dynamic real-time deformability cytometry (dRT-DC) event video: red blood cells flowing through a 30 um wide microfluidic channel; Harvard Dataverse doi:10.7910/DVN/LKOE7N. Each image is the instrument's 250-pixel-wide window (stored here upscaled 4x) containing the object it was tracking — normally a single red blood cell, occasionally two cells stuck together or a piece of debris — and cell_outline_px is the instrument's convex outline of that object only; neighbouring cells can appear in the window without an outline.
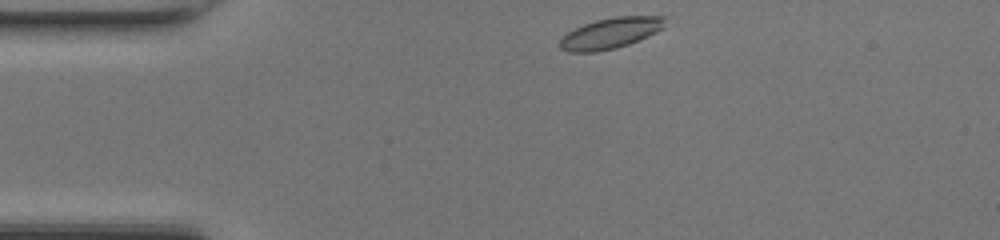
{"species": "common noctule bat (a hibernating species)", "species_latin": "Nyctalus noctula", "temperature_condition": "room temperature", "stored_images_in_passage": 39, "camera_frame_rate_fps": 3000, "um_per_image_px": 0.085, "animal": {"sex": "female", "body_mass_g": 17.0, "forearm_length_mm": 48.0}, "frame": {"image": 1, "passage_image": 1, "time_ms": 0.0, "image_size_px": [1000, 240], "cell_outline_px": [[672, 16], [664, 28], [656, 32], [628, 44], [616, 48], [596, 52], [568, 52], [560, 48], [560, 40], [568, 32], [584, 24], [596, 20], [616, 16]], "centroid_in_image_um": [51.97, 2.8], "position_along_channel_um": 33.0, "area_um2": 19.02}}
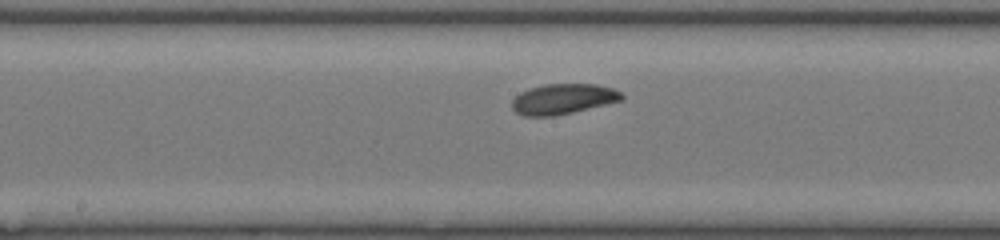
{"frame": {"image": 2, "passage_image": 16, "time_ms": 5.0, "image_size_px": [1000, 240], "cell_outline_px": [[624, 100], [572, 112], [552, 116], [524, 116], [516, 112], [512, 108], [512, 100], [520, 92], [544, 84], [596, 84], [612, 88], [620, 92], [624, 96]], "centroid_in_image_um": [47.87, 8.41], "position_along_channel_um": 200.3, "area_um2": 19.31}}
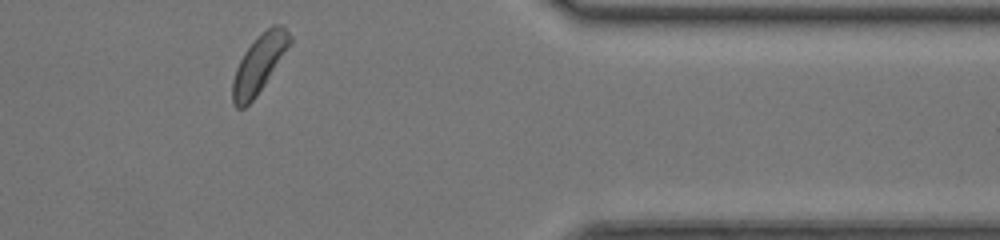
{"frame": {"image": 3, "passage_image": 31, "time_ms": 10.0, "image_size_px": [1000, 240], "cell_outline_px": [[292, 44], [256, 96], [244, 108], [236, 108], [232, 104], [232, 80], [236, 68], [244, 52], [272, 24], [284, 24], [292, 36]], "centroid_in_image_um": [22.05, 5.43], "position_along_channel_um": 389.4, "area_um2": 19.25}, "authors_computed_cell_mechanics": {"area_um2": 19.2474, "velocity_mm_per_s": 4.2598, "shape_relaxation_time_tau1_ms": 1.4546, "shape_relaxation_time_tau2_ms": null, "deformation_change_tau1": 0.0523, "deformation_change_tau2": null}}